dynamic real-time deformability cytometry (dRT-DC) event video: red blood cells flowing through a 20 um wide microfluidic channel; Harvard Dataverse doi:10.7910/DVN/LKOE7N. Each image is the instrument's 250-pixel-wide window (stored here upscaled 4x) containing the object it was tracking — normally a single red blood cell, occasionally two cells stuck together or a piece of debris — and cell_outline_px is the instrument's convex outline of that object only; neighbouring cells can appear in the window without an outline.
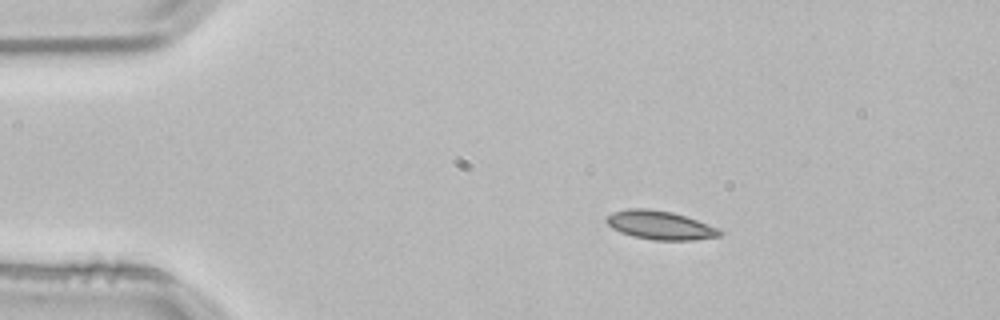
{"species": "common noctule bat (a hibernating species)", "species_latin": "Nyctalus noctula", "temperature_condition": "room temperature", "stored_images_in_passage": 3, "camera_frame_rate_fps": 3000, "um_per_image_px": 0.085, "animal": {"sex": "male", "body_mass_g": 21.5, "forearm_length_mm": 52.0}, "frame": {"image": 1, "passage_image": 1, "time_ms": 0.0, "image_size_px": [1000, 320], "cell_outline_px": [[724, 232], [720, 236], [692, 240], [652, 240], [632, 236], [620, 232], [612, 228], [604, 220], [612, 212], [628, 208], [644, 208], [672, 212], [720, 228]], "centroid_in_image_um": [56.1, 19.14], "position_along_channel_um": 28.9, "area_um2": 18.96}}
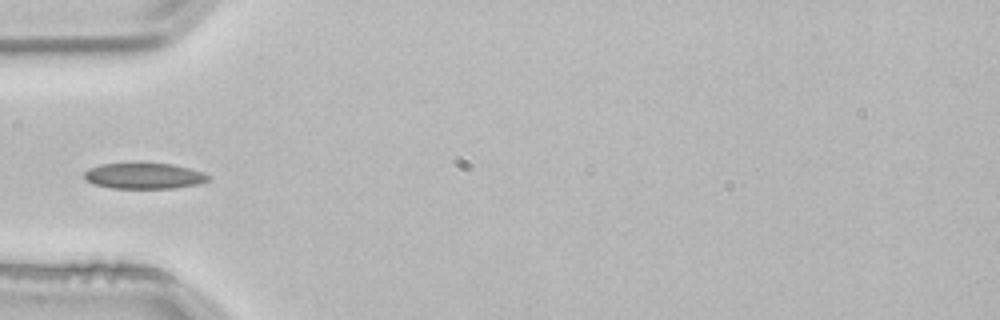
{"frame": {"image": 2, "passage_image": 3, "time_ms": 0.667, "image_size_px": [1000, 320], "cell_outline_px": [[208, 180], [200, 184], [172, 188], [112, 188], [92, 184], [84, 176], [84, 172], [88, 168], [100, 164], [172, 164], [204, 172], [208, 176]], "centroid_in_image_um": [12.23, 14.96], "position_along_channel_um": 72.8, "area_um2": 18.44}}